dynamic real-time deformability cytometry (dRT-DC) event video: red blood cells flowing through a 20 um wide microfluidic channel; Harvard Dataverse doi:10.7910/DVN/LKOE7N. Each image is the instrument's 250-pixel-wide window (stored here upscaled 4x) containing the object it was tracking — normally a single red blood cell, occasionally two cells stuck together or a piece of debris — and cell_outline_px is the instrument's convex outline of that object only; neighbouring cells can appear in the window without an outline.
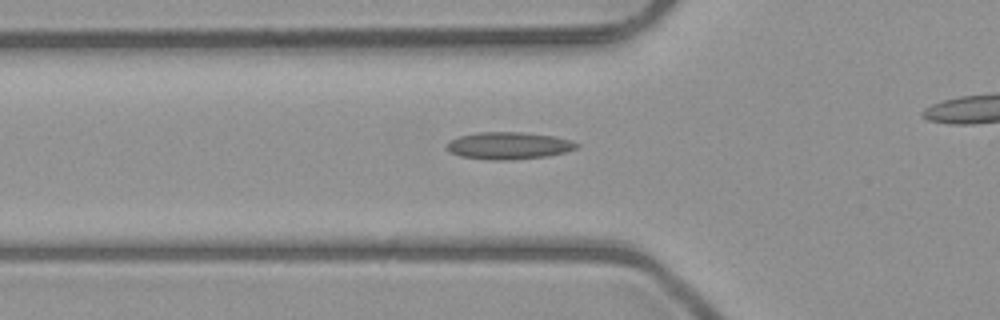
{"species": "common noctule bat (a hibernating species)", "species_latin": "Nyctalus noctula", "temperature_condition": "room temperature", "stored_images_in_passage": 34, "camera_frame_rate_fps": 3000, "um_per_image_px": 0.085, "animal": {"sex": "male", "body_mass_g": 23.1, "forearm_length_mm": 52.7}, "frame": {"image": 1, "passage_image": 10, "time_ms": 3.0, "image_size_px": [1000, 320], "cell_outline_px": [[580, 144], [576, 148], [564, 152], [548, 156], [508, 160], [492, 160], [460, 156], [452, 152], [448, 148], [448, 140], [460, 136], [476, 132], [524, 132], [556, 136], [572, 140]], "centroid_in_image_um": [43.27, 12.37], "position_along_channel_um": 82.5, "area_um2": 20.58}}
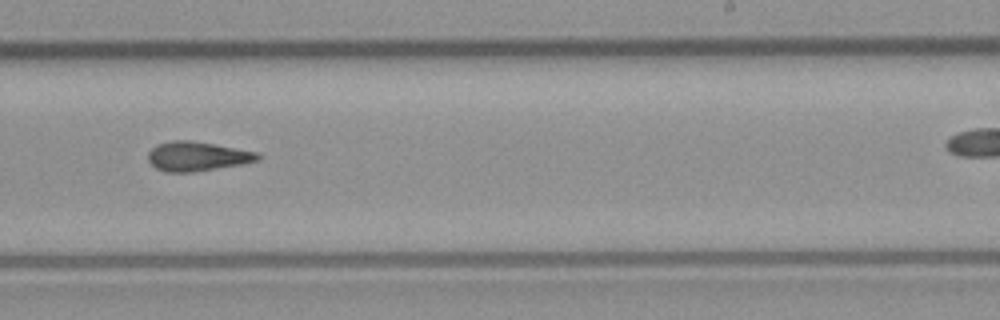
{"frame": {"image": 2, "passage_image": 24, "time_ms": 7.667, "image_size_px": [1000, 320], "cell_outline_px": [[260, 160], [240, 164], [192, 172], [164, 172], [156, 168], [148, 160], [148, 152], [156, 144], [172, 140], [188, 140], [212, 144], [256, 152], [260, 156]], "centroid_in_image_um": [16.7, 13.29], "position_along_channel_um": 272.3, "area_um2": 18.5}}
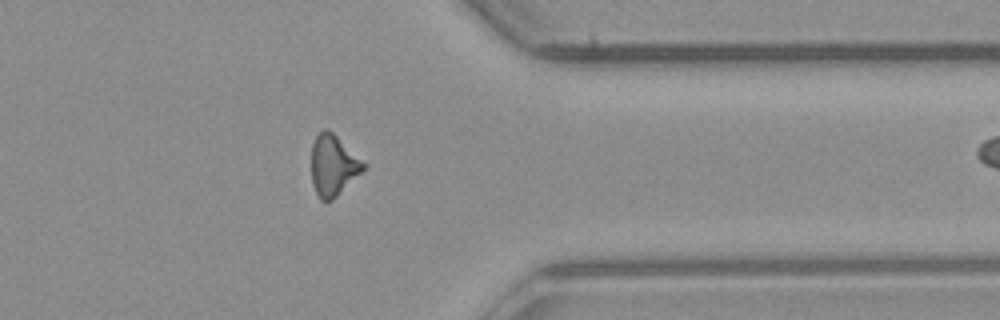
{"frame": {"image": 3, "passage_image": 33, "time_ms": 10.667, "image_size_px": [1000, 320], "cell_outline_px": [[368, 164], [332, 200], [320, 200], [312, 184], [312, 144], [316, 136], [324, 128], [328, 128]], "centroid_in_image_um": [28.31, 14.02], "position_along_channel_um": 383.1, "area_um2": 18.21}}